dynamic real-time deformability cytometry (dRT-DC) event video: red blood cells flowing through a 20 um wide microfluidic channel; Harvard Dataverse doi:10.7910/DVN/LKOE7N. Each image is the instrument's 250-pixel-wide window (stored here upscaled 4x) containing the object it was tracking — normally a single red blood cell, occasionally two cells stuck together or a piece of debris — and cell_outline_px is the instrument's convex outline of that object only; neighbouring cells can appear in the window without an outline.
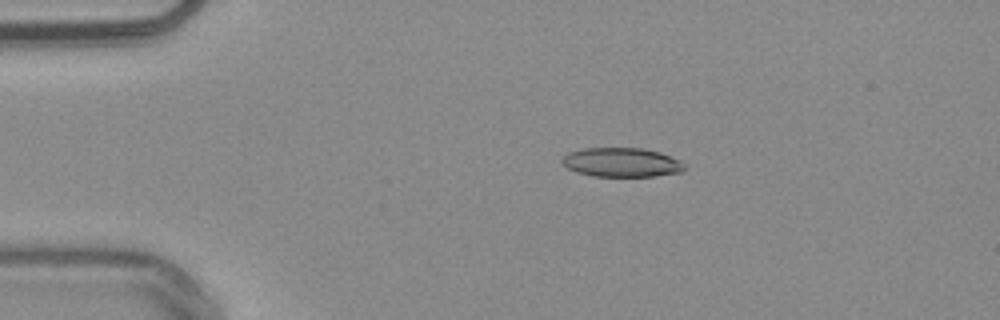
{"species": "common noctule bat (a hibernating species)", "species_latin": "Nyctalus noctula", "temperature_condition": "warm", "stored_images_in_passage": 52, "camera_frame_rate_fps": 3000, "um_per_image_px": 0.085, "animal": {"sex": "male", "body_mass_g": 20.4}, "frame": {"image": 1, "passage_image": 10, "time_ms": 3.0, "image_size_px": [1000, 320], "cell_outline_px": [[684, 168], [680, 172], [652, 176], [592, 176], [576, 172], [568, 168], [560, 160], [568, 152], [584, 148], [644, 148], [660, 152], [680, 160], [684, 164]], "centroid_in_image_um": [52.81, 13.79], "position_along_channel_um": 32.2, "area_um2": 20.75}}
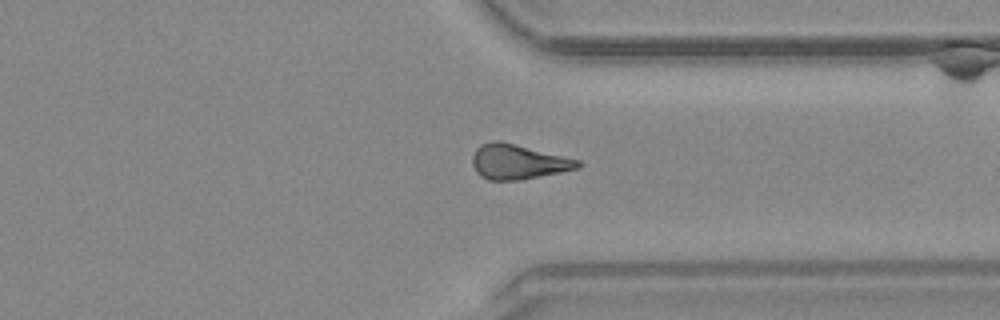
{"frame": {"image": 2, "passage_image": 40, "time_ms": 13.0, "image_size_px": [1000, 320], "cell_outline_px": [[584, 164], [580, 168], [520, 180], [488, 180], [480, 176], [476, 172], [472, 164], [472, 156], [476, 148], [480, 144], [492, 140], [500, 140], [580, 160]], "centroid_in_image_um": [44.02, 13.75], "position_along_channel_um": 367.4, "area_um2": 21.62}}
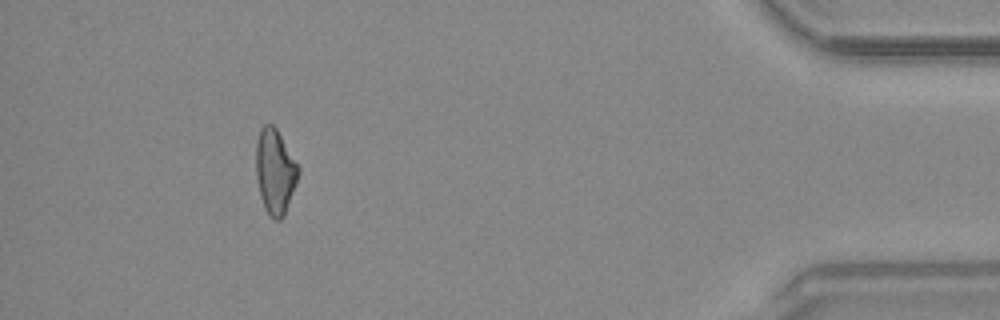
{"frame": {"image": 3, "passage_image": 48, "time_ms": 15.667, "image_size_px": [1000, 320], "cell_outline_px": [[300, 172], [296, 184], [284, 216], [280, 220], [272, 220], [264, 208], [260, 196], [256, 176], [256, 140], [260, 128], [264, 124], [272, 124], [276, 128], [300, 168]], "centroid_in_image_um": [23.37, 14.59], "position_along_channel_um": 411.8, "area_um2": 21.1}, "authors_computed_cell_mechanics": {"area_um2": 21.2126, "velocity_mm_per_s": 3.8532, "shape_relaxation_time_tau1_ms": null, "shape_relaxation_time_tau2_ms": 7.1932, "deformation_change_tau1": null, "deformation_change_tau2": 0.1763}}